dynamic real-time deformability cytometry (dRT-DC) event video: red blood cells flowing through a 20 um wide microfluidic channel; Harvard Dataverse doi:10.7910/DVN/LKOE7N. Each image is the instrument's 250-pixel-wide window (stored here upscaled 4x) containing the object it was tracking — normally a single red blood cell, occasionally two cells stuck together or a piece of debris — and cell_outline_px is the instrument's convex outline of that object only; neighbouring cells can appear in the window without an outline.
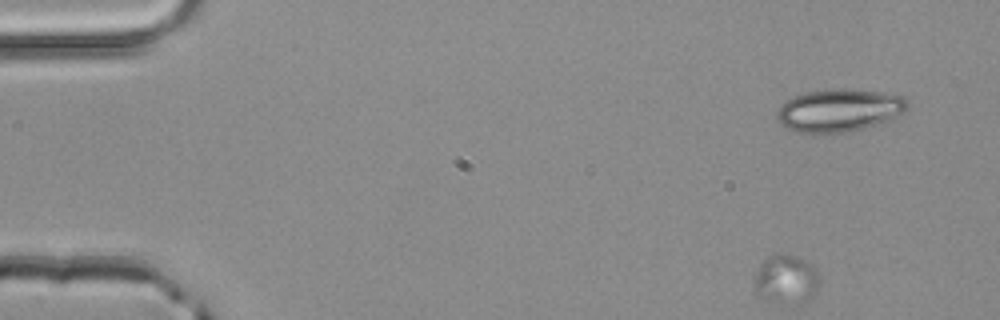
{"species": "common noctule bat (a hibernating species)", "species_latin": "Nyctalus noctula", "temperature_condition": "room temperature", "stored_images_in_passage": 3, "camera_frame_rate_fps": 3000, "um_per_image_px": 0.085, "animal": {"sex": "male", "body_mass_g": 20.4}, "frame": {"image": 1, "passage_image": 1, "time_ms": 0.0, "image_size_px": [1000, 320], "cell_outline_px": [[908, 108], [892, 120], [864, 128], [844, 132], [796, 132], [780, 124], [776, 120], [776, 112], [792, 96], [808, 92], [832, 88], [852, 88], [880, 92], [904, 96], [908, 100]], "centroid_in_image_um": [71.36, 9.36], "position_along_channel_um": 13.6, "area_um2": 32.6}}